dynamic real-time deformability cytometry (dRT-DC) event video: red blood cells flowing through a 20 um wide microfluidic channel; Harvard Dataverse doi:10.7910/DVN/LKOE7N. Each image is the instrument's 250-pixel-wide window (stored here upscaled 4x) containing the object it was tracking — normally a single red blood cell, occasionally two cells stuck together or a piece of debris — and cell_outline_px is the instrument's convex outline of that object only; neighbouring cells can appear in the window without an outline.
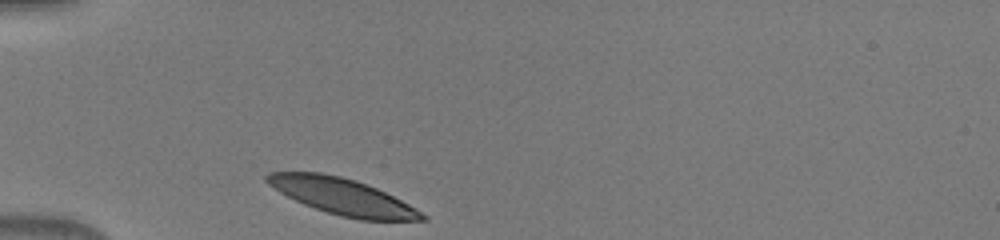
{"species": "human", "species_latin": "Homo sapiens", "temperature_condition": "warm", "stored_images_in_passage": 29, "camera_frame_rate_fps": 3000, "um_per_image_px": 0.085, "donor": {"sex": "male"}, "frame": {"image": 1, "passage_image": 1, "time_ms": 0.0, "image_size_px": [1000, 240], "cell_outline_px": [[428, 220], [360, 220], [340, 216], [304, 204], [280, 192], [268, 184], [264, 180], [264, 176], [268, 172], [320, 172], [340, 176], [356, 180], [376, 188], [408, 204], [428, 216]], "centroid_in_image_um": [29.09, 16.7], "position_along_channel_um": 55.9, "area_um2": 32.48}}
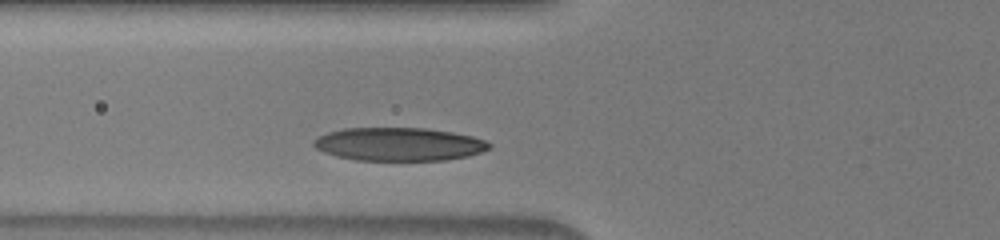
{"frame": {"image": 2, "passage_image": 5, "time_ms": 1.333, "image_size_px": [1000, 240], "cell_outline_px": [[492, 148], [468, 156], [448, 160], [356, 160], [336, 156], [324, 152], [316, 148], [312, 144], [312, 140], [328, 132], [344, 128], [424, 128], [452, 132], [472, 136], [484, 140], [492, 144]], "centroid_in_image_um": [33.91, 12.26], "position_along_channel_um": 91.9, "area_um2": 34.04}}
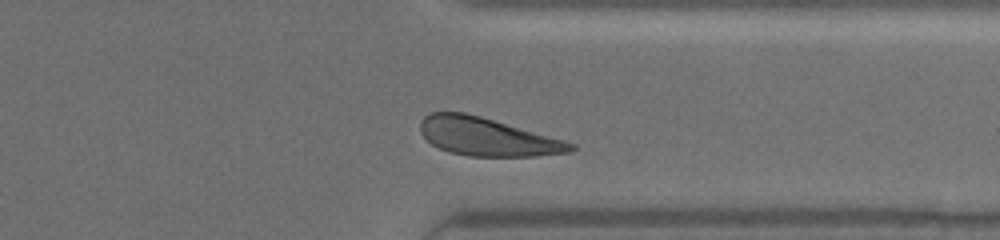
{"frame": {"image": 3, "passage_image": 26, "time_ms": 8.333, "image_size_px": [1000, 240], "cell_outline_px": [[576, 148], [572, 152], [536, 156], [468, 156], [448, 152], [432, 144], [420, 132], [420, 120], [428, 112], [464, 112], [480, 116], [564, 140], [576, 144]], "centroid_in_image_um": [41.4, 11.63], "position_along_channel_um": 370.0, "area_um2": 33.35}}